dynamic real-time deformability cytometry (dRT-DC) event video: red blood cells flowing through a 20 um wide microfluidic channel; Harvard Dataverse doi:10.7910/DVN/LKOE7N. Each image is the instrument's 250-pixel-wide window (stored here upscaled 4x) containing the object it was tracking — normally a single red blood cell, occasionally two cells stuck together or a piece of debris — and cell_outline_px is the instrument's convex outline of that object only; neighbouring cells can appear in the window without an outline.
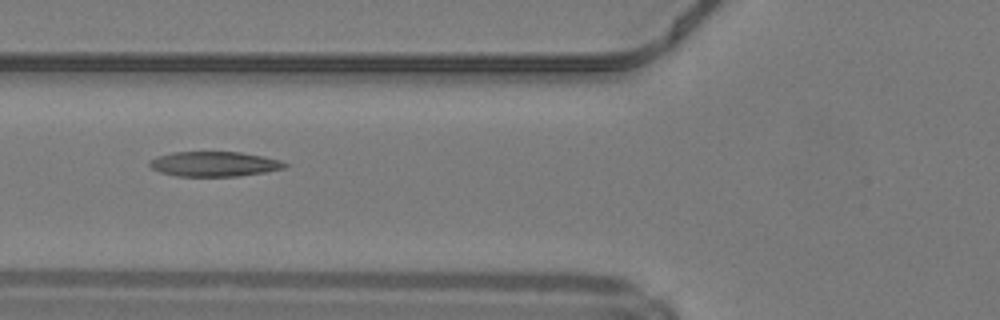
{"species": "common noctule bat (a hibernating species)", "species_latin": "Nyctalus noctula", "temperature_condition": "warm", "stored_images_in_passage": 9, "camera_frame_rate_fps": 3000, "um_per_image_px": 0.085, "animal": {"sex": "male", "body_mass_g": 19.2, "forearm_length_mm": 51.8}, "frame": {"image": 1, "passage_image": 4, "time_ms": 1.0, "image_size_px": [1000, 320], "cell_outline_px": [[288, 164], [284, 168], [264, 172], [236, 176], [176, 176], [160, 172], [152, 168], [148, 164], [148, 160], [156, 156], [172, 152], [240, 152], [280, 160]], "centroid_in_image_um": [18.14, 13.93], "position_along_channel_um": 107.7, "area_um2": 19.54}}
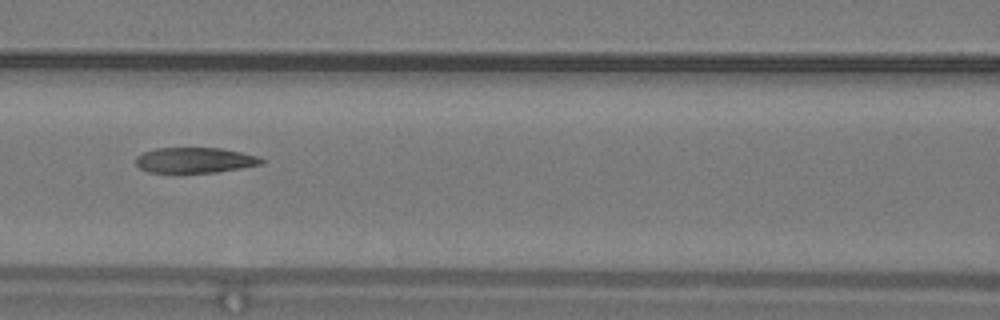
{"frame": {"image": 2, "passage_image": 7, "time_ms": 2.0, "image_size_px": [1000, 320], "cell_outline_px": [[264, 164], [216, 172], [148, 172], [140, 168], [136, 164], [136, 156], [144, 152], [156, 148], [224, 148], [256, 156], [264, 160]], "centroid_in_image_um": [16.56, 13.61], "position_along_channel_um": 150.0, "area_um2": 18.5}}